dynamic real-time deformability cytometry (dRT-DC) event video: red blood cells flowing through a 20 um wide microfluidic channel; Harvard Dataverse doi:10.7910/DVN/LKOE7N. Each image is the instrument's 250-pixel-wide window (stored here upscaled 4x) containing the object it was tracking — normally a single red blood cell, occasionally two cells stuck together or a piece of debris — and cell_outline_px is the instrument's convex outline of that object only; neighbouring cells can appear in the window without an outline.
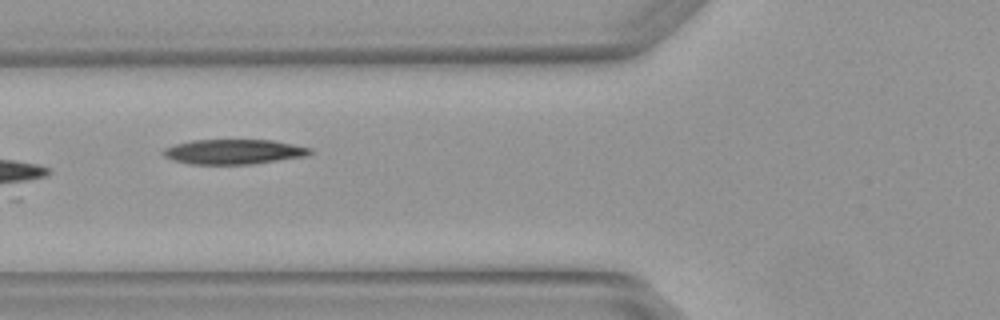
{"species": "Egyptian fruit bat (a non-hibernating species)", "species_latin": "Rousettus aegyptiacus", "temperature_condition": "warm", "stored_images_in_passage": 5, "camera_frame_rate_fps": 3000, "um_per_image_px": 0.085, "animal": {"sex": "female"}, "frame": {"image": 1, "passage_image": 5, "time_ms": 1.333, "image_size_px": [1000, 320], "cell_outline_px": [[312, 152], [304, 156], [252, 164], [188, 164], [172, 160], [164, 156], [160, 152], [164, 148], [176, 144], [192, 140], [272, 140], [312, 148]], "centroid_in_image_um": [19.81, 12.9], "position_along_channel_um": 106.0, "area_um2": 21.21}}